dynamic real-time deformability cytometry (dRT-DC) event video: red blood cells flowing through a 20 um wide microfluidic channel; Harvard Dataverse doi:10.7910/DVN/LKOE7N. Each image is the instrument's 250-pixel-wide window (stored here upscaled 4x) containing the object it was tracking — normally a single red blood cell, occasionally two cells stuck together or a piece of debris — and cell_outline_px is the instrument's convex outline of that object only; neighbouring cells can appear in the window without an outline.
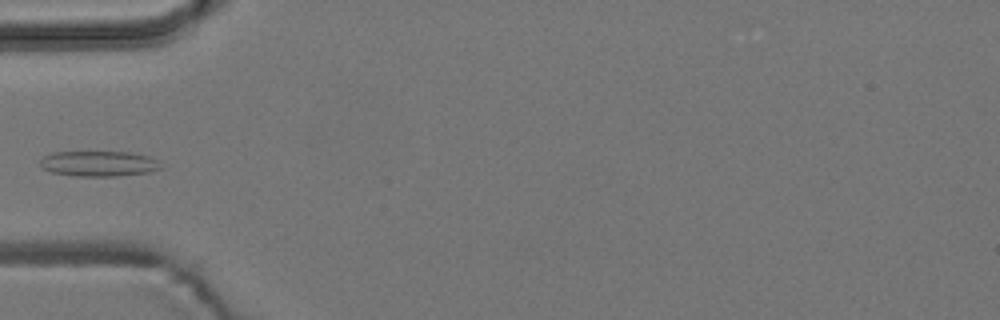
{"species": "common noctule bat (a hibernating species)", "species_latin": "Nyctalus noctula", "temperature_condition": "room temperature", "stored_images_in_passage": 5, "camera_frame_rate_fps": 3000, "um_per_image_px": 0.085, "animal": {"sex": "male", "body_mass_g": 19.2, "forearm_length_mm": 51.8}, "frame": {"image": 1, "passage_image": 5, "time_ms": 4.333, "image_size_px": [1000, 320], "cell_outline_px": [[160, 168], [152, 172], [116, 176], [76, 176], [52, 172], [40, 168], [40, 160], [44, 156], [52, 152], [128, 152], [148, 156], [156, 160]], "centroid_in_image_um": [8.35, 13.91], "position_along_channel_um": 76.7, "area_um2": 17.8}}